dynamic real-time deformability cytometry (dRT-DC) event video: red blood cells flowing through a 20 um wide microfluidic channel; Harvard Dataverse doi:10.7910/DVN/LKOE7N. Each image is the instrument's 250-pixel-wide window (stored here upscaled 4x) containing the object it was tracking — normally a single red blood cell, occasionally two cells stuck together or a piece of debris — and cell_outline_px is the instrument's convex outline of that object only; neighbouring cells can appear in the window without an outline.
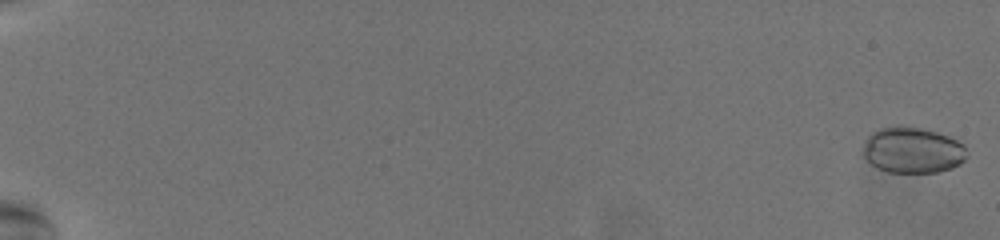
{"species": "common noctule bat (a hibernating species)", "species_latin": "Nyctalus noctula", "temperature_condition": "warm", "stored_images_in_passage": 23, "camera_frame_rate_fps": 3000, "um_per_image_px": 0.085, "animal": {"sex": "female", "body_mass_g": 19.5, "forearm_length_mm": 54.1}, "frame": {"image": 1, "passage_image": 2, "time_ms": 0.333, "image_size_px": [1000, 240], "cell_outline_px": [[964, 160], [960, 164], [952, 168], [936, 172], [888, 172], [876, 168], [860, 152], [864, 140], [872, 132], [880, 128], [920, 128], [960, 136], [964, 144]], "centroid_in_image_um": [77.6, 12.76], "position_along_channel_um": 7.4, "area_um2": 28.03}}
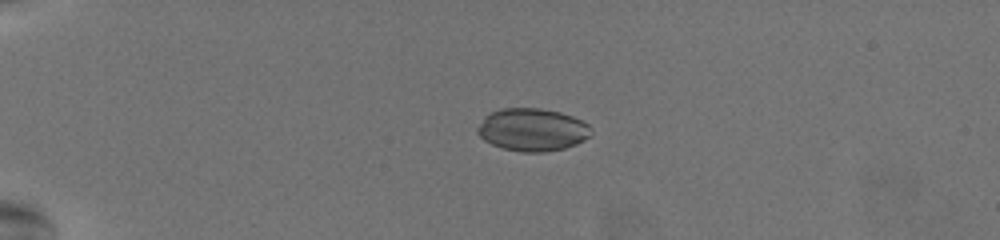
{"frame": {"image": 2, "passage_image": 18, "time_ms": 5.667, "image_size_px": [1000, 240], "cell_outline_px": [[592, 136], [576, 144], [564, 148], [544, 152], [520, 152], [504, 148], [492, 144], [484, 140], [476, 132], [476, 128], [484, 116], [500, 108], [540, 108], [560, 112], [572, 116], [588, 124], [592, 128]], "centroid_in_image_um": [45.25, 11.02], "position_along_channel_um": 39.7, "area_um2": 28.44}}